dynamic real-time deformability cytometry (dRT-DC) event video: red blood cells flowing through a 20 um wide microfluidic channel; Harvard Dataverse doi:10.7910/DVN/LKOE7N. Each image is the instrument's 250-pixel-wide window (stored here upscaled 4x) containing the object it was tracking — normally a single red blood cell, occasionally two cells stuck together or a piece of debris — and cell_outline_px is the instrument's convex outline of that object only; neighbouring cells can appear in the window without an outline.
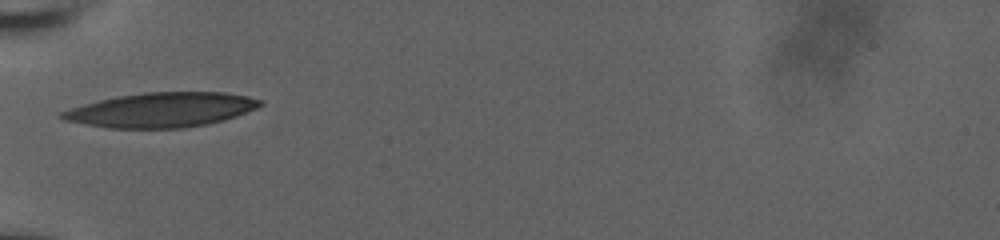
{"species": "human", "species_latin": "Homo sapiens", "temperature_condition": "room temperature", "stored_images_in_passage": 30, "camera_frame_rate_fps": 3000, "um_per_image_px": 0.085, "donor": {"sex": "male"}, "frame": {"image": 1, "passage_image": 1, "time_ms": 0.0, "image_size_px": [1000, 240], "cell_outline_px": [[264, 104], [256, 108], [236, 116], [224, 120], [208, 124], [180, 128], [108, 128], [84, 124], [64, 120], [56, 116], [60, 112], [84, 104], [116, 96], [144, 92], [224, 92], [248, 96], [264, 100]], "centroid_in_image_um": [13.73, 9.34], "position_along_channel_um": 71.3, "area_um2": 40.06}}
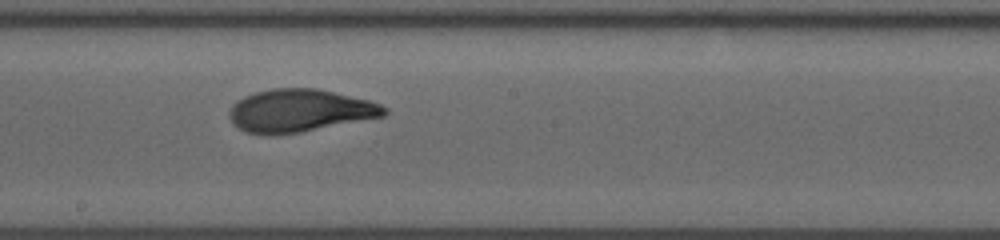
{"frame": {"image": 2, "passage_image": 13, "time_ms": 4.0, "image_size_px": [1000, 240], "cell_outline_px": [[388, 112], [384, 116], [300, 132], [272, 136], [248, 132], [232, 124], [228, 116], [228, 112], [232, 104], [236, 100], [244, 96], [256, 92], [272, 88], [316, 88], [368, 100], [380, 104], [388, 108]], "centroid_in_image_um": [25.43, 9.4], "position_along_channel_um": 222.8, "area_um2": 38.61}}
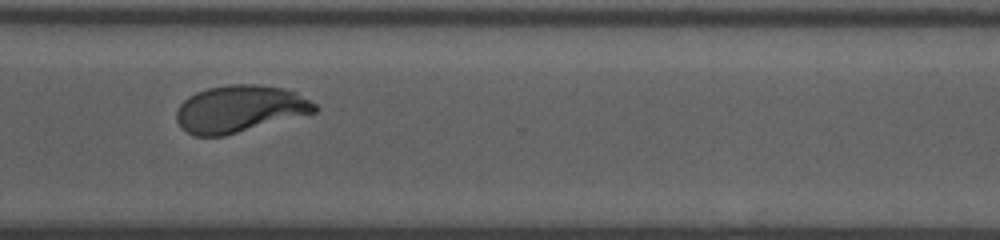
{"frame": {"image": 3, "passage_image": 23, "time_ms": 7.333, "image_size_px": [1000, 240], "cell_outline_px": [[320, 108], [316, 112], [224, 136], [196, 136], [180, 128], [176, 120], [176, 112], [180, 104], [188, 96], [196, 92], [208, 88], [228, 84], [260, 84], [284, 88], [296, 92], [316, 104]], "centroid_in_image_um": [20.37, 9.25], "position_along_channel_um": 350.2, "area_um2": 38.03}, "authors_computed_cell_mechanics": {"area_um2": 37.9746, "velocity_mm_per_s": 3.8389, "shape_relaxation_time_tau1_ms": 6.6529, "shape_relaxation_time_tau2_ms": 1.0798, "deformation_change_tau1": 0.264, "deformation_change_tau2": 0.0718}}